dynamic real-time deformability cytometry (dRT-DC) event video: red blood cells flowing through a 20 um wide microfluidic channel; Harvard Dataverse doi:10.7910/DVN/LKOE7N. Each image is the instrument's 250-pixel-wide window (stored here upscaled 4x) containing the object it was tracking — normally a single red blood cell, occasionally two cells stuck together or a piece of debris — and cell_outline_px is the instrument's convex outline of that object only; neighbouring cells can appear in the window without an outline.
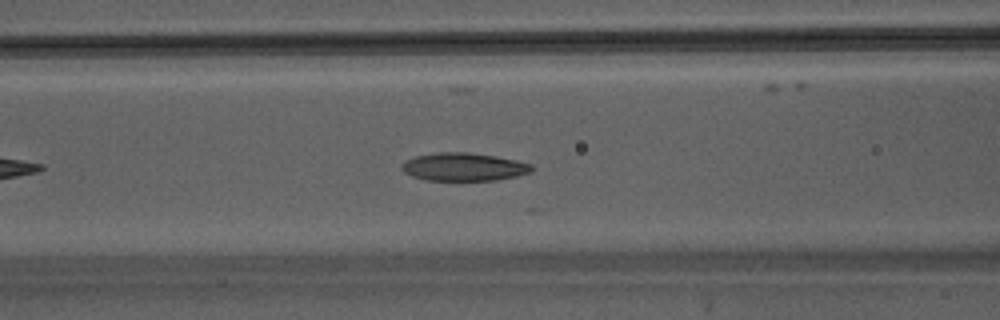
{"species": "Egyptian fruit bat (a non-hibernating species)", "species_latin": "Rousettus aegyptiacus", "temperature_condition": "warm", "stored_images_in_passage": 14, "camera_frame_rate_fps": 3000, "um_per_image_px": 0.085, "animal": {"sex": "male"}, "frame": {"image": 1, "passage_image": 9, "time_ms": 2.667, "image_size_px": [1000, 320], "cell_outline_px": [[532, 172], [516, 176], [496, 180], [424, 180], [412, 176], [404, 172], [400, 168], [400, 164], [404, 160], [416, 156], [440, 152], [468, 152], [496, 156], [516, 160], [532, 164]], "centroid_in_image_um": [39.39, 14.18], "position_along_channel_um": 127.2, "area_um2": 21.33}}